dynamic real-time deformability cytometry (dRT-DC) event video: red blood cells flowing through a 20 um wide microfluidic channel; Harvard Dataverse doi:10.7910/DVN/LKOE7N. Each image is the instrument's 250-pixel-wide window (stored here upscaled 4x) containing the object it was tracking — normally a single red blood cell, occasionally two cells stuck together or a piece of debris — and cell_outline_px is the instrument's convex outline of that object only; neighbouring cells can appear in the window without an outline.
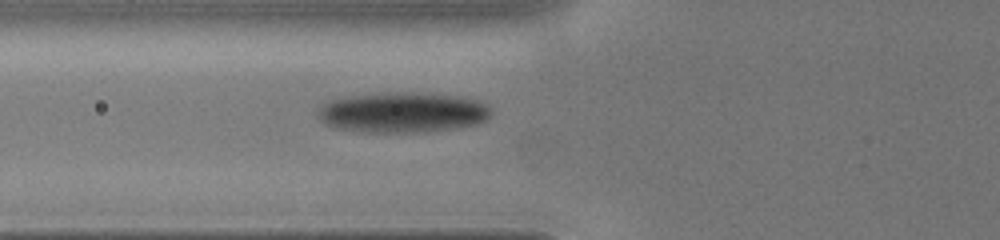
{"species": "human", "species_latin": "Homo sapiens", "temperature_condition": "cold", "stored_images_in_passage": 5, "camera_frame_rate_fps": 3000, "um_per_image_px": 0.085, "donor": {"sex": "male"}, "frame": {"image": 1, "passage_image": 5, "time_ms": 4.0, "image_size_px": [1000, 240], "cell_outline_px": [[492, 112], [484, 120], [476, 124], [424, 132], [364, 132], [336, 128], [324, 124], [316, 116], [320, 108], [324, 104], [332, 100], [352, 96], [408, 92], [460, 96], [476, 100], [492, 108]], "centroid_in_image_um": [34.21, 9.57], "position_along_channel_um": 91.6, "area_um2": 40.17}}